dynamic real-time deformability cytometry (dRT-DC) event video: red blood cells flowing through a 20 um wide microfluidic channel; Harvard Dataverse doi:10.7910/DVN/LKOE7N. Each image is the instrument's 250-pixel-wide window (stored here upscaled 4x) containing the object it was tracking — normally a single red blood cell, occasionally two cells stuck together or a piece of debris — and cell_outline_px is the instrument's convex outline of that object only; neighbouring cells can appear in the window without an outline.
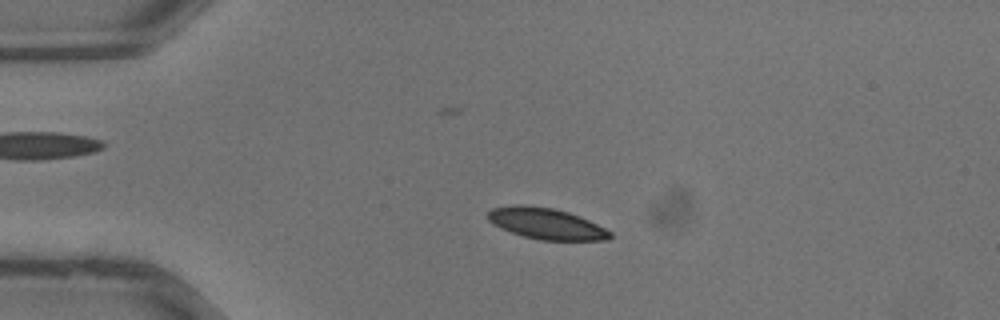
{"species": "common noctule bat (a hibernating species)", "species_latin": "Nyctalus noctula", "temperature_condition": "warm", "stored_images_in_passage": 36, "camera_frame_rate_fps": 3000, "um_per_image_px": 0.085, "animal": {"sex": "male", "body_mass_g": 13.3}, "frame": {"image": 1, "passage_image": 8, "time_ms": 2.333, "image_size_px": [1000, 320], "cell_outline_px": [[612, 236], [608, 240], [540, 240], [524, 236], [500, 228], [492, 224], [488, 220], [488, 212], [492, 208], [516, 204], [524, 204], [552, 208], [568, 212], [580, 216], [612, 232]], "centroid_in_image_um": [46.41, 19.0], "position_along_channel_um": 38.6, "area_um2": 22.14}}
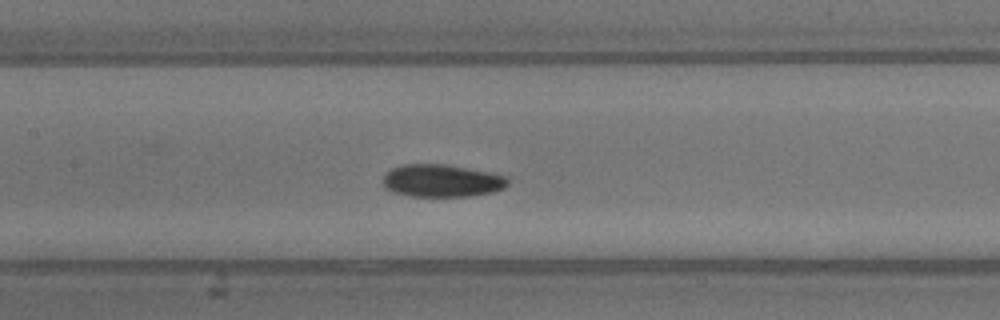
{"frame": {"image": 2, "passage_image": 17, "time_ms": 5.333, "image_size_px": [1000, 320], "cell_outline_px": [[508, 184], [504, 188], [492, 192], [468, 196], [412, 196], [392, 192], [384, 188], [380, 180], [392, 168], [404, 164], [444, 164], [488, 172], [508, 176]], "centroid_in_image_um": [37.52, 15.36], "position_along_channel_um": 169.9, "area_um2": 23.7}}
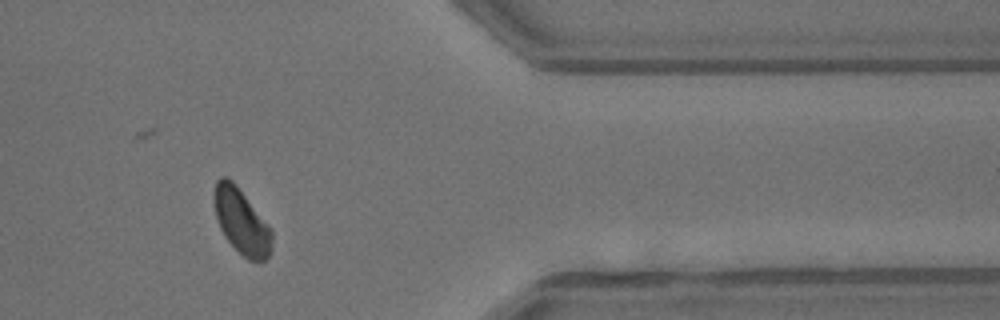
{"frame": {"image": 3, "passage_image": 30, "time_ms": 9.667, "image_size_px": [1000, 320], "cell_outline_px": [[272, 248], [268, 256], [264, 260], [248, 260], [224, 236], [220, 228], [216, 216], [212, 200], [212, 192], [216, 180], [220, 176], [228, 176], [236, 184], [268, 224], [272, 232]], "centroid_in_image_um": [20.48, 18.76], "position_along_channel_um": 390.9, "area_um2": 22.08}}